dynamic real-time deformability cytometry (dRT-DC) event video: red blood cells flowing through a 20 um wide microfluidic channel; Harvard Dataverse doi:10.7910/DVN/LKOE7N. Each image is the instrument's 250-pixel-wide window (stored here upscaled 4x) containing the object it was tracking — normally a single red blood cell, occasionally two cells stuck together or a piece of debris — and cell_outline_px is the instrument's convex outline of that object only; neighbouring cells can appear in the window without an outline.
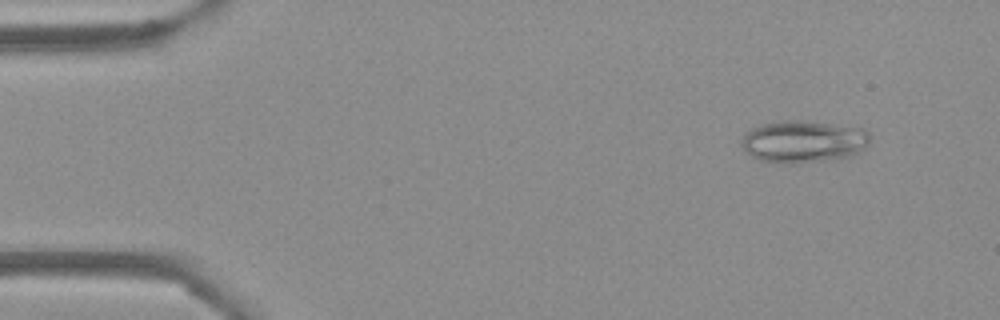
{"species": "Egyptian fruit bat (a non-hibernating species)", "species_latin": "Rousettus aegyptiacus", "temperature_condition": "cold", "stored_images_in_passage": 54, "camera_frame_rate_fps": 3000, "um_per_image_px": 0.085, "frame": {"image": 1, "passage_image": 5, "time_ms": 1.333, "image_size_px": [1000, 320], "cell_outline_px": [[872, 136], [868, 144], [864, 148], [852, 156], [832, 160], [796, 164], [788, 164], [760, 160], [752, 156], [740, 144], [740, 140], [752, 128], [776, 120], [788, 120], [828, 124], [864, 128]], "centroid_in_image_um": [68.32, 12.05], "position_along_channel_um": 16.7, "area_um2": 31.62}}
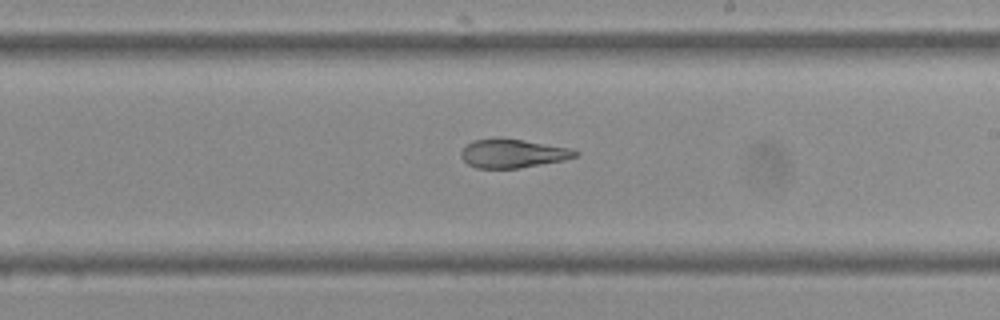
{"frame": {"image": 2, "passage_image": 31, "time_ms": 10.0, "image_size_px": [1000, 320], "cell_outline_px": [[580, 156], [564, 160], [520, 168], [476, 168], [468, 164], [460, 156], [460, 152], [472, 140], [496, 136], [500, 136], [524, 140], [568, 148], [580, 152]], "centroid_in_image_um": [43.57, 13.02], "position_along_channel_um": 245.4, "area_um2": 19.42}}
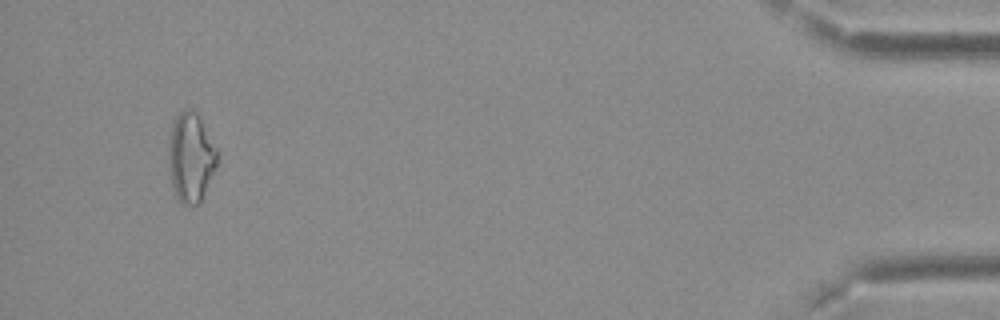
{"frame": {"image": 3, "passage_image": 51, "time_ms": 16.667, "image_size_px": [1000, 320], "cell_outline_px": [[220, 160], [200, 204], [180, 204], [176, 196], [172, 184], [168, 168], [168, 140], [172, 120], [180, 112], [188, 108], [192, 108], [196, 112], [216, 148], [220, 156]], "centroid_in_image_um": [16.21, 13.39], "position_along_channel_um": 419.0, "area_um2": 25.84}, "authors_computed_cell_mechanics": {"area_um2": 22.3108, "velocity_mm_per_s": 3.7318, "shape_relaxation_time_tau1_ms": 6.8974, "shape_relaxation_time_tau2_ms": 4.373, "deformation_change_tau1": 0.1604, "deformation_change_tau2": 0.0919}}